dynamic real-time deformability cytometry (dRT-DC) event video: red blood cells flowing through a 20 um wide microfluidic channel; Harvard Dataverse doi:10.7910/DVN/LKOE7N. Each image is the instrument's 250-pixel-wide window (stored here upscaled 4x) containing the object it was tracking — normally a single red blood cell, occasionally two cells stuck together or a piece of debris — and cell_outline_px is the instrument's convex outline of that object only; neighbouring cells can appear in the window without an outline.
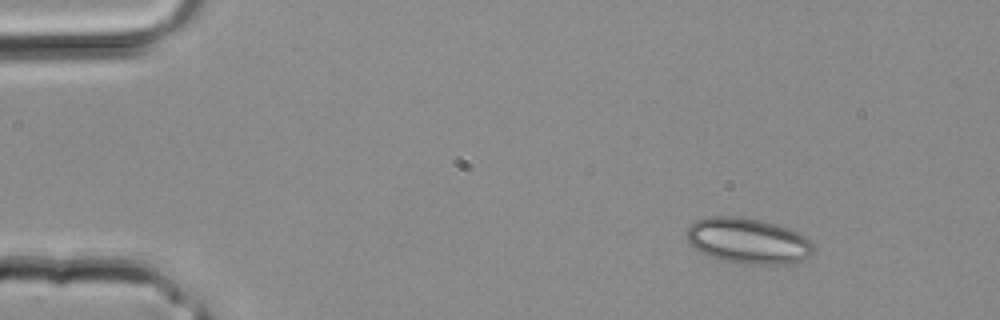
{"species": "common noctule bat (a hibernating species)", "species_latin": "Nyctalus noctula", "temperature_condition": "room temperature", "stored_images_in_passage": 2, "camera_frame_rate_fps": 3000, "um_per_image_px": 0.085, "animal": {"sex": "male", "body_mass_g": 20.4}, "frame": {"image": 1, "passage_image": 1, "time_ms": 0.0, "image_size_px": [1000, 320], "cell_outline_px": [[816, 248], [808, 256], [800, 260], [788, 264], [748, 264], [720, 260], [708, 256], [692, 248], [688, 244], [684, 232], [696, 220], [704, 216], [740, 216], [760, 220], [776, 224], [788, 228], [804, 236]], "centroid_in_image_um": [63.5, 20.46], "position_along_channel_um": 21.5, "area_um2": 34.04}}